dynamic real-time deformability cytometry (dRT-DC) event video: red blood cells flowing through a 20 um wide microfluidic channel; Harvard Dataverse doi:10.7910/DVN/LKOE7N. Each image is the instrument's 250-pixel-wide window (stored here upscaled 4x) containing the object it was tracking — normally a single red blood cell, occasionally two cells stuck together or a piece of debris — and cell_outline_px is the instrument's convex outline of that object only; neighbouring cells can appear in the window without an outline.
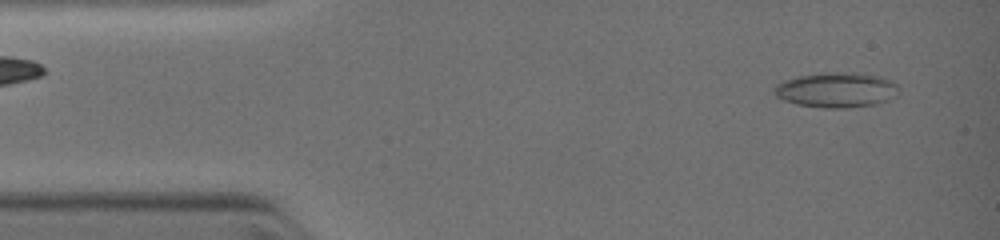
{"species": "common noctule bat (a hibernating species)", "species_latin": "Nyctalus noctula", "temperature_condition": "warm", "stored_images_in_passage": 57, "camera_frame_rate_fps": 3000, "um_per_image_px": 0.085, "animal": {"sex": "female", "body_mass_g": 19.0, "forearm_length_mm": 51.5}, "frame": {"image": 1, "passage_image": 2, "time_ms": 0.333, "image_size_px": [1000, 240], "cell_outline_px": [[900, 92], [896, 96], [888, 100], [876, 104], [848, 108], [820, 108], [796, 104], [784, 100], [776, 96], [772, 88], [780, 80], [796, 76], [820, 72], [856, 72], [880, 76], [892, 80], [900, 88]], "centroid_in_image_um": [71.09, 7.63], "position_along_channel_um": 13.9, "area_um2": 26.18}}
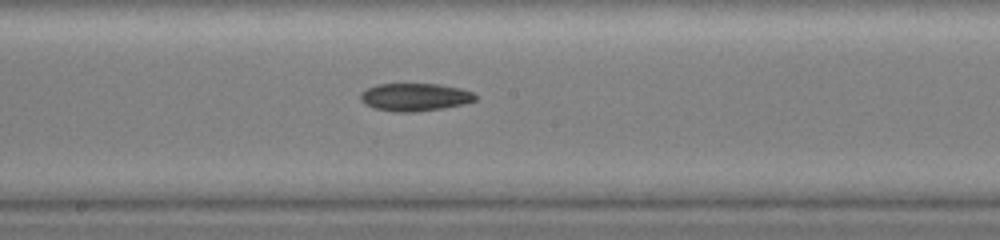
{"frame": {"image": 2, "passage_image": 27, "time_ms": 6.0, "image_size_px": [1000, 240], "cell_outline_px": [[476, 100], [464, 104], [444, 108], [412, 112], [396, 112], [376, 108], [364, 104], [360, 100], [360, 92], [376, 84], [440, 84], [460, 88], [472, 92], [476, 96]], "centroid_in_image_um": [35.25, 8.25], "position_along_channel_um": 212.9, "area_um2": 18.61}}
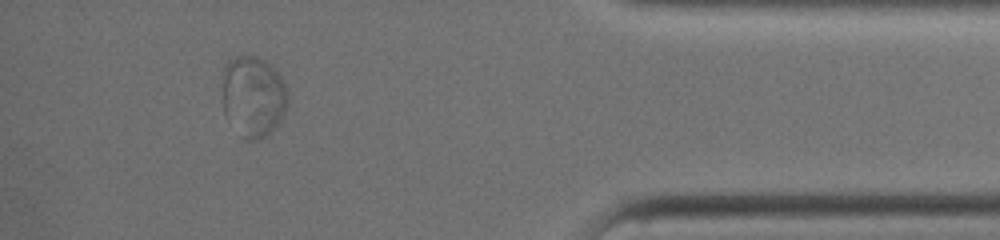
{"frame": {"image": 3, "passage_image": 50, "time_ms": 10.667, "image_size_px": [1000, 240], "cell_outline_px": [[288, 104], [280, 120], [264, 136], [256, 140], [248, 140], [244, 136], [224, 112], [224, 64], [228, 60], [236, 56], [252, 56], [264, 60], [280, 76], [288, 92]], "centroid_in_image_um": [21.54, 8.15], "position_along_channel_um": 413.7, "area_um2": 29.88}}